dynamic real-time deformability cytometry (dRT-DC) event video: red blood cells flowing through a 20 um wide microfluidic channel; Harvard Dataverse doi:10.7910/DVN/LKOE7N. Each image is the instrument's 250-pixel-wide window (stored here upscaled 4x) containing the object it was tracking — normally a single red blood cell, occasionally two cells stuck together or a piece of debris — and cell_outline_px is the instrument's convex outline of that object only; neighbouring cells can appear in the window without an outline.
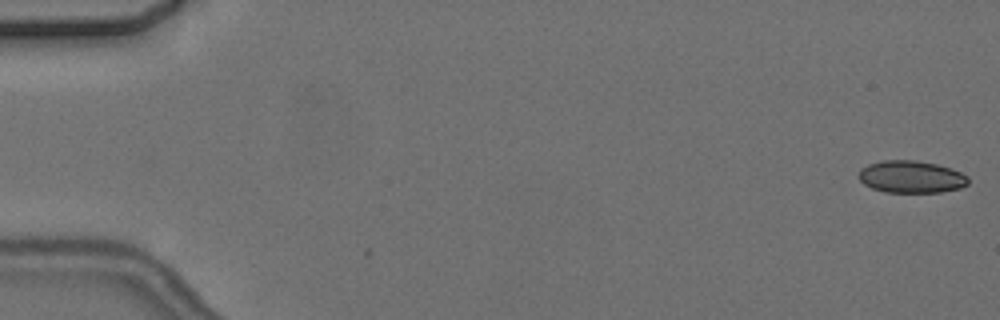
{"species": "common noctule bat (a hibernating species)", "species_latin": "Nyctalus noctula", "temperature_condition": "cold", "stored_images_in_passage": 5, "camera_frame_rate_fps": 3000, "um_per_image_px": 0.085, "animal": {"sex": "female", "body_mass_g": 24.6, "forearm_length_mm": 56.2}, "frame": {"image": 1, "passage_image": 1, "time_ms": 0.0, "image_size_px": [1000, 320], "cell_outline_px": [[968, 184], [960, 188], [940, 192], [884, 192], [872, 188], [864, 184], [856, 176], [860, 168], [868, 164], [880, 160], [916, 160], [936, 164], [952, 168], [968, 176]], "centroid_in_image_um": [77.42, 15.02], "position_along_channel_um": 7.6, "area_um2": 20.81}}
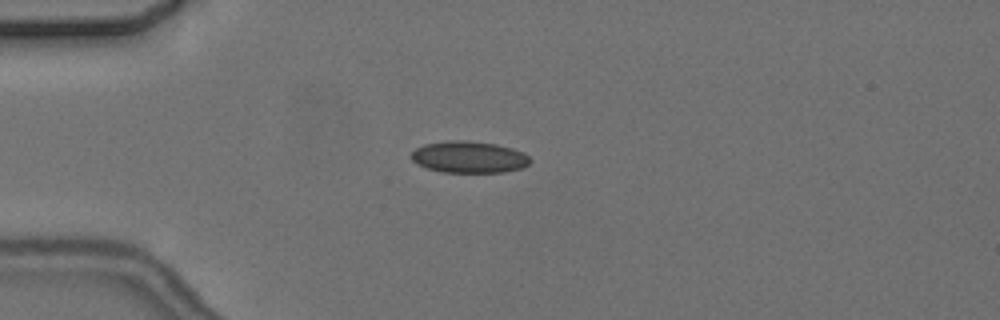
{"frame": {"image": 2, "passage_image": 5, "time_ms": 4.667, "image_size_px": [1000, 320], "cell_outline_px": [[532, 160], [524, 168], [504, 172], [444, 172], [428, 168], [412, 160], [412, 152], [416, 148], [424, 144], [448, 140], [468, 140], [496, 144], [512, 148], [524, 152]], "centroid_in_image_um": [39.91, 13.34], "position_along_channel_um": 45.1, "area_um2": 21.96}}